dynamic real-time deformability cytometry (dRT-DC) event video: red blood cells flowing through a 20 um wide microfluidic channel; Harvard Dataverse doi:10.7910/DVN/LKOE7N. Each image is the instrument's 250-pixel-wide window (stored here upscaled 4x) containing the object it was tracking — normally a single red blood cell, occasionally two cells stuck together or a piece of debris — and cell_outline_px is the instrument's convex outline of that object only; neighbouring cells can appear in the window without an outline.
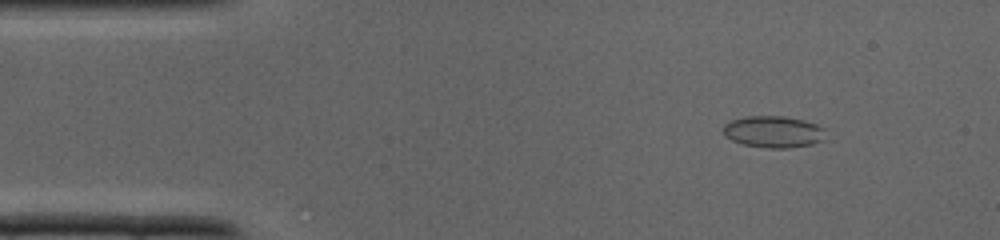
{"species": "common noctule bat (a hibernating species)", "species_latin": "Nyctalus noctula", "temperature_condition": "cold", "stored_images_in_passage": 36, "camera_frame_rate_fps": 3000, "um_per_image_px": 0.085, "animal": {"sex": "male", "body_mass_g": 19.0, "forearm_length_mm": 50.8}, "frame": {"image": 1, "passage_image": 4, "time_ms": 1.0, "image_size_px": [1000, 240], "cell_outline_px": [[824, 128], [820, 140], [812, 144], [788, 148], [768, 148], [744, 144], [732, 140], [724, 136], [724, 124], [732, 120], [748, 116], [784, 116], [804, 120], [816, 124]], "centroid_in_image_um": [65.7, 11.19], "position_along_channel_um": 19.3, "area_um2": 18.61}}
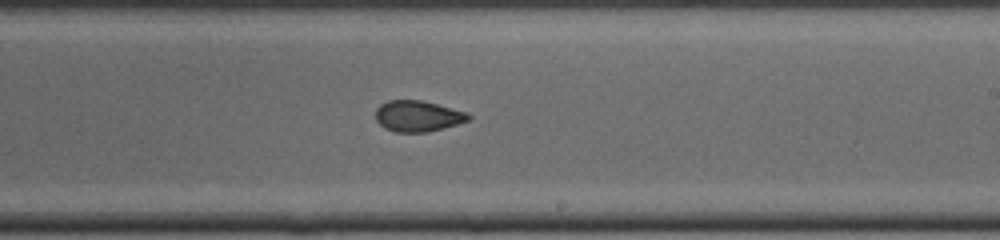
{"frame": {"image": 2, "passage_image": 21, "time_ms": 6.667, "image_size_px": [1000, 240], "cell_outline_px": [[472, 116], [468, 120], [444, 128], [428, 132], [396, 132], [384, 128], [376, 120], [376, 108], [380, 104], [388, 100], [420, 100], [468, 112]], "centroid_in_image_um": [35.5, 9.87], "position_along_channel_um": 253.5, "area_um2": 16.76}}
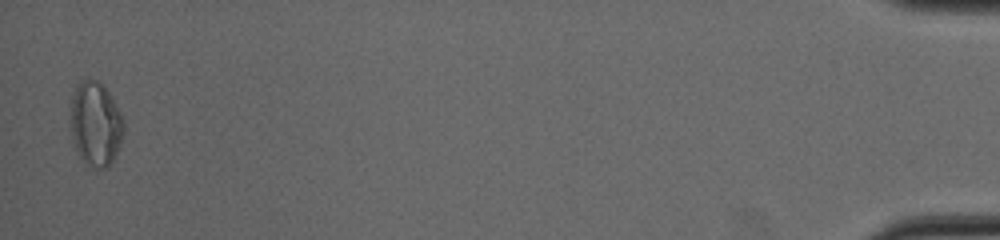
{"frame": {"image": 3, "passage_image": 36, "time_ms": 11.667, "image_size_px": [1000, 240], "cell_outline_px": [[124, 132], [120, 144], [108, 168], [96, 168], [84, 164], [76, 152], [72, 144], [72, 96], [80, 80], [100, 80], [104, 84], [120, 112], [124, 120]], "centroid_in_image_um": [8.13, 10.56], "position_along_channel_um": 427.1, "area_um2": 26.18}}